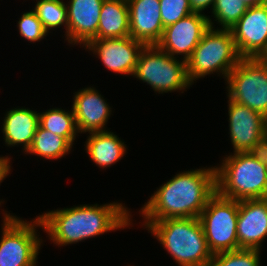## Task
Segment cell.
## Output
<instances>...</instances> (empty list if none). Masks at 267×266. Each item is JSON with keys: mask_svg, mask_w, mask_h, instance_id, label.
I'll use <instances>...</instances> for the list:
<instances>
[{"mask_svg": "<svg viewBox=\"0 0 267 266\" xmlns=\"http://www.w3.org/2000/svg\"><path fill=\"white\" fill-rule=\"evenodd\" d=\"M230 30L242 58H259L267 50V1L248 7Z\"/></svg>", "mask_w": 267, "mask_h": 266, "instance_id": "cell-12", "label": "cell"}, {"mask_svg": "<svg viewBox=\"0 0 267 266\" xmlns=\"http://www.w3.org/2000/svg\"><path fill=\"white\" fill-rule=\"evenodd\" d=\"M262 150L264 152V157H265V160H266V163H267V144L265 145V147Z\"/></svg>", "mask_w": 267, "mask_h": 266, "instance_id": "cell-32", "label": "cell"}, {"mask_svg": "<svg viewBox=\"0 0 267 266\" xmlns=\"http://www.w3.org/2000/svg\"><path fill=\"white\" fill-rule=\"evenodd\" d=\"M247 6L242 0H216L212 9L214 20L221 29H231L244 15Z\"/></svg>", "mask_w": 267, "mask_h": 266, "instance_id": "cell-24", "label": "cell"}, {"mask_svg": "<svg viewBox=\"0 0 267 266\" xmlns=\"http://www.w3.org/2000/svg\"><path fill=\"white\" fill-rule=\"evenodd\" d=\"M85 150L92 161L100 168H107L121 160L126 153V145L113 132L89 133Z\"/></svg>", "mask_w": 267, "mask_h": 266, "instance_id": "cell-19", "label": "cell"}, {"mask_svg": "<svg viewBox=\"0 0 267 266\" xmlns=\"http://www.w3.org/2000/svg\"><path fill=\"white\" fill-rule=\"evenodd\" d=\"M85 47L97 55L108 70L133 76L145 44L128 36L93 39Z\"/></svg>", "mask_w": 267, "mask_h": 266, "instance_id": "cell-13", "label": "cell"}, {"mask_svg": "<svg viewBox=\"0 0 267 266\" xmlns=\"http://www.w3.org/2000/svg\"><path fill=\"white\" fill-rule=\"evenodd\" d=\"M247 7H253L265 3L267 0H242Z\"/></svg>", "mask_w": 267, "mask_h": 266, "instance_id": "cell-30", "label": "cell"}, {"mask_svg": "<svg viewBox=\"0 0 267 266\" xmlns=\"http://www.w3.org/2000/svg\"><path fill=\"white\" fill-rule=\"evenodd\" d=\"M213 24L209 16L193 12L165 27L156 45L172 57L183 55L181 59L187 61L201 41L203 34L209 27H213Z\"/></svg>", "mask_w": 267, "mask_h": 266, "instance_id": "cell-11", "label": "cell"}, {"mask_svg": "<svg viewBox=\"0 0 267 266\" xmlns=\"http://www.w3.org/2000/svg\"><path fill=\"white\" fill-rule=\"evenodd\" d=\"M178 266H209L213 257L199 218H169L145 222Z\"/></svg>", "mask_w": 267, "mask_h": 266, "instance_id": "cell-4", "label": "cell"}, {"mask_svg": "<svg viewBox=\"0 0 267 266\" xmlns=\"http://www.w3.org/2000/svg\"><path fill=\"white\" fill-rule=\"evenodd\" d=\"M72 144L65 138L43 129L40 125L35 132L31 147L26 153L43 157L44 159H59L67 155Z\"/></svg>", "mask_w": 267, "mask_h": 266, "instance_id": "cell-21", "label": "cell"}, {"mask_svg": "<svg viewBox=\"0 0 267 266\" xmlns=\"http://www.w3.org/2000/svg\"><path fill=\"white\" fill-rule=\"evenodd\" d=\"M133 77L146 82L159 94L178 90L183 93L192 85L188 79L187 62L172 57L157 45H145Z\"/></svg>", "mask_w": 267, "mask_h": 266, "instance_id": "cell-6", "label": "cell"}, {"mask_svg": "<svg viewBox=\"0 0 267 266\" xmlns=\"http://www.w3.org/2000/svg\"><path fill=\"white\" fill-rule=\"evenodd\" d=\"M39 113L28 108H14L7 111L2 132L7 146L23 145L26 152L31 147L35 132L39 127Z\"/></svg>", "mask_w": 267, "mask_h": 266, "instance_id": "cell-18", "label": "cell"}, {"mask_svg": "<svg viewBox=\"0 0 267 266\" xmlns=\"http://www.w3.org/2000/svg\"><path fill=\"white\" fill-rule=\"evenodd\" d=\"M259 59L267 66V50L259 57Z\"/></svg>", "mask_w": 267, "mask_h": 266, "instance_id": "cell-31", "label": "cell"}, {"mask_svg": "<svg viewBox=\"0 0 267 266\" xmlns=\"http://www.w3.org/2000/svg\"><path fill=\"white\" fill-rule=\"evenodd\" d=\"M239 201L216 192L201 212V221L212 254L238 250L237 219Z\"/></svg>", "mask_w": 267, "mask_h": 266, "instance_id": "cell-8", "label": "cell"}, {"mask_svg": "<svg viewBox=\"0 0 267 266\" xmlns=\"http://www.w3.org/2000/svg\"><path fill=\"white\" fill-rule=\"evenodd\" d=\"M226 81L228 99L267 118V66L259 58H242Z\"/></svg>", "mask_w": 267, "mask_h": 266, "instance_id": "cell-9", "label": "cell"}, {"mask_svg": "<svg viewBox=\"0 0 267 266\" xmlns=\"http://www.w3.org/2000/svg\"><path fill=\"white\" fill-rule=\"evenodd\" d=\"M104 0H69L67 41L86 46L97 39L100 11Z\"/></svg>", "mask_w": 267, "mask_h": 266, "instance_id": "cell-16", "label": "cell"}, {"mask_svg": "<svg viewBox=\"0 0 267 266\" xmlns=\"http://www.w3.org/2000/svg\"><path fill=\"white\" fill-rule=\"evenodd\" d=\"M260 250L238 249L213 254L209 266H259Z\"/></svg>", "mask_w": 267, "mask_h": 266, "instance_id": "cell-25", "label": "cell"}, {"mask_svg": "<svg viewBox=\"0 0 267 266\" xmlns=\"http://www.w3.org/2000/svg\"><path fill=\"white\" fill-rule=\"evenodd\" d=\"M130 36L145 45H156L163 34L159 0H127Z\"/></svg>", "mask_w": 267, "mask_h": 266, "instance_id": "cell-17", "label": "cell"}, {"mask_svg": "<svg viewBox=\"0 0 267 266\" xmlns=\"http://www.w3.org/2000/svg\"><path fill=\"white\" fill-rule=\"evenodd\" d=\"M10 159L8 156L0 157V183L8 176L10 173ZM2 201H0L1 205Z\"/></svg>", "mask_w": 267, "mask_h": 266, "instance_id": "cell-29", "label": "cell"}, {"mask_svg": "<svg viewBox=\"0 0 267 266\" xmlns=\"http://www.w3.org/2000/svg\"><path fill=\"white\" fill-rule=\"evenodd\" d=\"M216 168L217 192L236 201L267 198V163L263 150L226 155Z\"/></svg>", "mask_w": 267, "mask_h": 266, "instance_id": "cell-3", "label": "cell"}, {"mask_svg": "<svg viewBox=\"0 0 267 266\" xmlns=\"http://www.w3.org/2000/svg\"><path fill=\"white\" fill-rule=\"evenodd\" d=\"M3 214L0 266H36L43 242L35 229L43 227L40 218L27 222L10 213Z\"/></svg>", "mask_w": 267, "mask_h": 266, "instance_id": "cell-7", "label": "cell"}, {"mask_svg": "<svg viewBox=\"0 0 267 266\" xmlns=\"http://www.w3.org/2000/svg\"><path fill=\"white\" fill-rule=\"evenodd\" d=\"M18 29L20 36L30 42L40 41L48 34L33 10L23 13L18 21Z\"/></svg>", "mask_w": 267, "mask_h": 266, "instance_id": "cell-27", "label": "cell"}, {"mask_svg": "<svg viewBox=\"0 0 267 266\" xmlns=\"http://www.w3.org/2000/svg\"><path fill=\"white\" fill-rule=\"evenodd\" d=\"M267 237V198L239 201L238 249L260 250Z\"/></svg>", "mask_w": 267, "mask_h": 266, "instance_id": "cell-14", "label": "cell"}, {"mask_svg": "<svg viewBox=\"0 0 267 266\" xmlns=\"http://www.w3.org/2000/svg\"><path fill=\"white\" fill-rule=\"evenodd\" d=\"M129 213L122 203L113 202L57 209L38 217L52 242L66 246L130 226Z\"/></svg>", "mask_w": 267, "mask_h": 266, "instance_id": "cell-2", "label": "cell"}, {"mask_svg": "<svg viewBox=\"0 0 267 266\" xmlns=\"http://www.w3.org/2000/svg\"><path fill=\"white\" fill-rule=\"evenodd\" d=\"M216 192L215 167L184 171L162 184L139 212L144 222L199 218Z\"/></svg>", "mask_w": 267, "mask_h": 266, "instance_id": "cell-1", "label": "cell"}, {"mask_svg": "<svg viewBox=\"0 0 267 266\" xmlns=\"http://www.w3.org/2000/svg\"><path fill=\"white\" fill-rule=\"evenodd\" d=\"M159 2L164 28L193 13L189 0H159Z\"/></svg>", "mask_w": 267, "mask_h": 266, "instance_id": "cell-26", "label": "cell"}, {"mask_svg": "<svg viewBox=\"0 0 267 266\" xmlns=\"http://www.w3.org/2000/svg\"><path fill=\"white\" fill-rule=\"evenodd\" d=\"M33 11L47 33L62 25L66 27L65 38L67 40L68 14L63 0H37Z\"/></svg>", "mask_w": 267, "mask_h": 266, "instance_id": "cell-23", "label": "cell"}, {"mask_svg": "<svg viewBox=\"0 0 267 266\" xmlns=\"http://www.w3.org/2000/svg\"><path fill=\"white\" fill-rule=\"evenodd\" d=\"M39 124L43 129L65 137L72 145L79 133L73 109L65 111L61 108L49 109L39 113Z\"/></svg>", "mask_w": 267, "mask_h": 266, "instance_id": "cell-22", "label": "cell"}, {"mask_svg": "<svg viewBox=\"0 0 267 266\" xmlns=\"http://www.w3.org/2000/svg\"><path fill=\"white\" fill-rule=\"evenodd\" d=\"M216 0H189L191 10L195 13H201L202 11L210 8H213Z\"/></svg>", "mask_w": 267, "mask_h": 266, "instance_id": "cell-28", "label": "cell"}, {"mask_svg": "<svg viewBox=\"0 0 267 266\" xmlns=\"http://www.w3.org/2000/svg\"><path fill=\"white\" fill-rule=\"evenodd\" d=\"M230 140L236 152H258L267 144V118L228 100Z\"/></svg>", "mask_w": 267, "mask_h": 266, "instance_id": "cell-10", "label": "cell"}, {"mask_svg": "<svg viewBox=\"0 0 267 266\" xmlns=\"http://www.w3.org/2000/svg\"><path fill=\"white\" fill-rule=\"evenodd\" d=\"M73 98V113L78 132L107 131L105 125L111 115V107L94 87L83 88Z\"/></svg>", "mask_w": 267, "mask_h": 266, "instance_id": "cell-15", "label": "cell"}, {"mask_svg": "<svg viewBox=\"0 0 267 266\" xmlns=\"http://www.w3.org/2000/svg\"><path fill=\"white\" fill-rule=\"evenodd\" d=\"M241 59L231 30L209 27L186 61L188 79L193 84L214 72L221 73L226 79Z\"/></svg>", "mask_w": 267, "mask_h": 266, "instance_id": "cell-5", "label": "cell"}, {"mask_svg": "<svg viewBox=\"0 0 267 266\" xmlns=\"http://www.w3.org/2000/svg\"><path fill=\"white\" fill-rule=\"evenodd\" d=\"M130 36L127 0H104L97 28V39Z\"/></svg>", "mask_w": 267, "mask_h": 266, "instance_id": "cell-20", "label": "cell"}]
</instances>
